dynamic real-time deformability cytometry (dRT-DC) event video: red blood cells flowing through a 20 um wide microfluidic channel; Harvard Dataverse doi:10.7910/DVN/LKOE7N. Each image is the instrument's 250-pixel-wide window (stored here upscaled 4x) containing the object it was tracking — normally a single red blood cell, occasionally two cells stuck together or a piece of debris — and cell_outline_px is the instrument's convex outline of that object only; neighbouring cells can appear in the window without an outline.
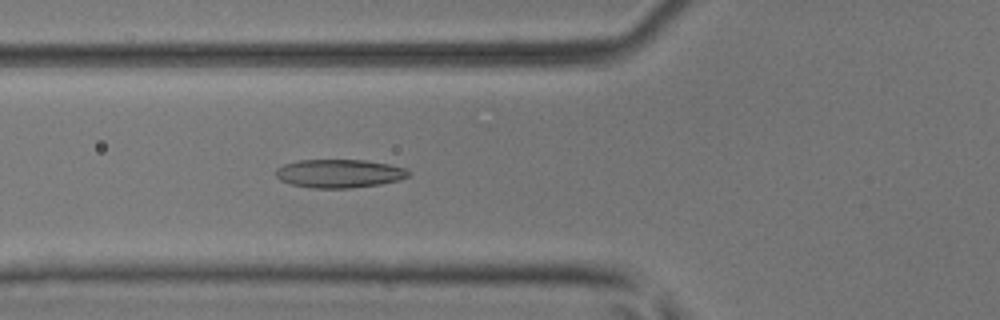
{"species": "common noctule bat (a hibernating species)", "species_latin": "Nyctalus noctula", "temperature_condition": "room temperature", "stored_images_in_passage": 51, "camera_frame_rate_fps": 3000, "um_per_image_px": 0.085, "animal": {"sex": "male", "body_mass_g": 17.9, "forearm_length_mm": 54.2}, "frame": {"image": 1, "passage_image": 19, "time_ms": 6.0, "image_size_px": [1000, 320], "cell_outline_px": [[412, 172], [408, 176], [400, 180], [380, 184], [348, 188], [312, 188], [292, 184], [280, 180], [276, 176], [276, 168], [284, 164], [300, 160], [364, 160], [388, 164], [408, 168]], "centroid_in_image_um": [28.87, 14.74], "position_along_channel_um": 96.9, "area_um2": 22.02}}
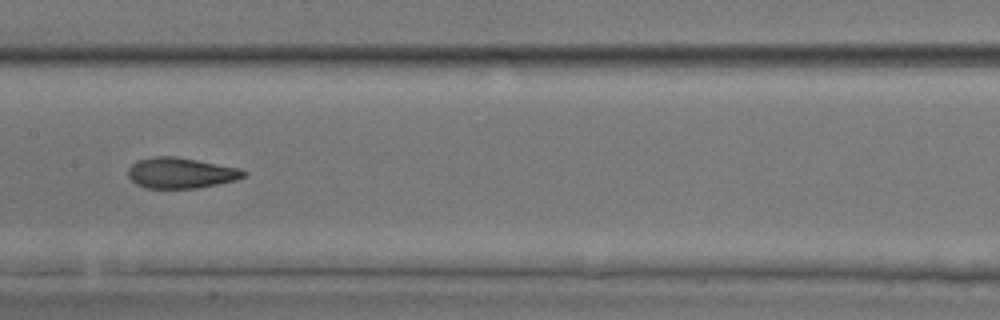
{"frame": {"image": 2, "passage_image": 26, "time_ms": 8.333, "image_size_px": [1000, 320], "cell_outline_px": [[248, 172], [244, 176], [236, 180], [200, 188], [144, 188], [136, 184], [128, 176], [128, 168], [136, 160], [152, 156], [176, 156], [240, 168]], "centroid_in_image_um": [15.36, 14.7], "position_along_channel_um": 192.0, "area_um2": 20.87}}
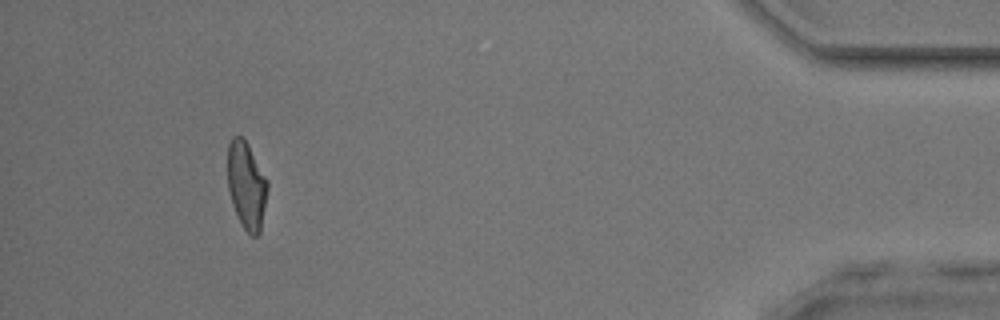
{"frame": {"image": 3, "passage_image": 47, "time_ms": 15.333, "image_size_px": [1000, 320], "cell_outline_px": [[268, 188], [260, 232], [256, 236], [252, 236], [240, 224], [232, 204], [228, 188], [228, 144], [232, 136], [244, 136], [268, 180]], "centroid_in_image_um": [20.95, 15.73], "position_along_channel_um": 414.2, "area_um2": 20.46}, "authors_computed_cell_mechanics": {"area_um2": 20.9236, "velocity_mm_per_s": 4.0724, "shape_relaxation_time_tau1_ms": 5.8511, "shape_relaxation_time_tau2_ms": 1.7401, "deformation_change_tau1": 0.1762, "deformation_change_tau2": 0.0863}}